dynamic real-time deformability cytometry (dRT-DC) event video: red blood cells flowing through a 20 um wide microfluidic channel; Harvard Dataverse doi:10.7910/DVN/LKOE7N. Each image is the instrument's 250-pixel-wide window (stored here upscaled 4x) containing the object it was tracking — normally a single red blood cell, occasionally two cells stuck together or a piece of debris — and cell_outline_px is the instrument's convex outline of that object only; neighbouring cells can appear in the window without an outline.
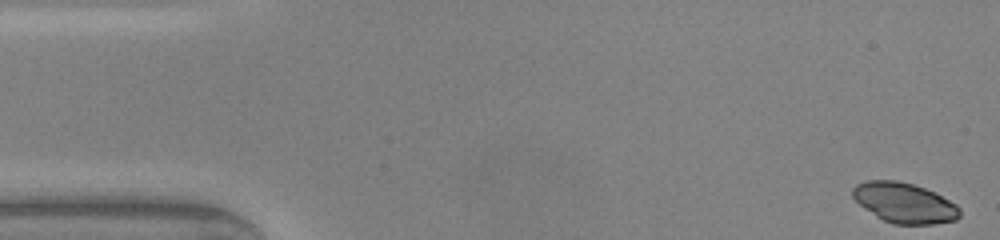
{"species": "common noctule bat (a hibernating species)", "species_latin": "Nyctalus noctula", "temperature_condition": "warm", "stored_images_in_passage": 48, "camera_frame_rate_fps": 3000, "um_per_image_px": 0.085, "animal": {"sex": "male", "body_mass_g": 20.0, "forearm_length_mm": 53.3}, "frame": {"image": 1, "passage_image": 1, "time_ms": 0.0, "image_size_px": [1000, 240], "cell_outline_px": [[960, 216], [956, 220], [932, 224], [892, 224], [876, 216], [864, 208], [852, 196], [852, 188], [856, 184], [868, 180], [896, 180], [912, 184], [924, 188], [956, 204], [960, 208]], "centroid_in_image_um": [76.85, 17.24], "position_along_channel_um": 8.1, "area_um2": 24.85}}
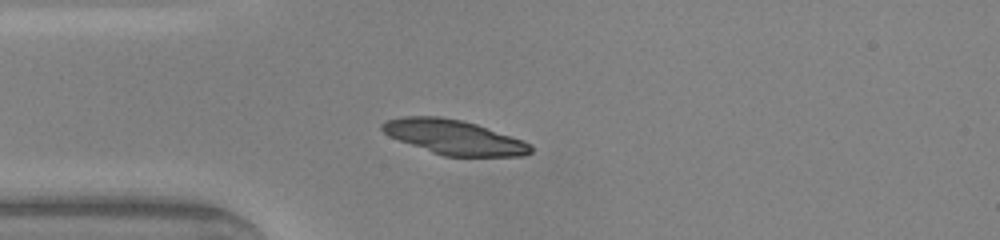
{"frame": {"image": 2, "passage_image": 12, "time_ms": 3.667, "image_size_px": [1000, 240], "cell_outline_px": [[532, 152], [524, 156], [444, 156], [432, 152], [388, 136], [380, 128], [380, 124], [388, 120], [404, 116], [440, 116], [460, 120], [476, 124], [532, 144]], "centroid_in_image_um": [38.57, 11.66], "position_along_channel_um": 46.4, "area_um2": 29.59}}
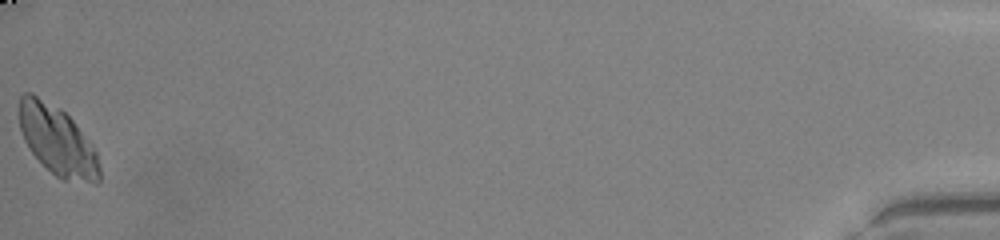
{"frame": {"image": 3, "passage_image": 48, "time_ms": 15.667, "image_size_px": [1000, 240], "cell_outline_px": [[100, 180], [96, 184], [92, 184], [64, 180], [56, 176], [32, 152], [24, 140], [20, 128], [20, 96], [24, 92], [32, 92], [60, 108], [72, 120], [92, 144], [96, 152], [100, 164]], "centroid_in_image_um": [4.91, 11.97], "position_along_channel_um": 430.3, "area_um2": 32.37}}